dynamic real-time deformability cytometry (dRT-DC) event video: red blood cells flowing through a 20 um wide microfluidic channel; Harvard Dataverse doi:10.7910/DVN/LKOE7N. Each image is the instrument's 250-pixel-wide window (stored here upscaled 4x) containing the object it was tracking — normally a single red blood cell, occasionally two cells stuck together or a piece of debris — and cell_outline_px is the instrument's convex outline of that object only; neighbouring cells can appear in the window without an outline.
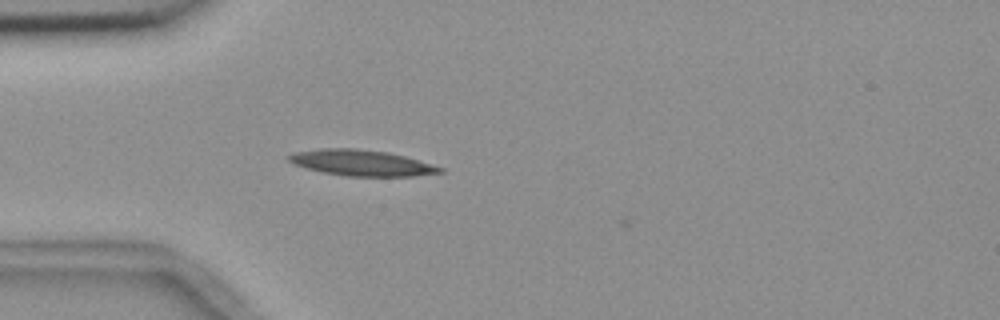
{"species": "common noctule bat (a hibernating species)", "species_latin": "Nyctalus noctula", "temperature_condition": "room temperature", "stored_images_in_passage": 4, "camera_frame_rate_fps": 3000, "um_per_image_px": 0.085, "animal": {"sex": "female", "body_mass_g": 18.4}, "frame": {"image": 1, "passage_image": 3, "time_ms": 0.667, "image_size_px": [1000, 320], "cell_outline_px": [[444, 172], [412, 176], [348, 176], [324, 172], [308, 168], [296, 164], [288, 160], [288, 156], [296, 152], [320, 148], [356, 148], [388, 152], [404, 156], [444, 168]], "centroid_in_image_um": [30.76, 13.83], "position_along_channel_um": 54.2, "area_um2": 22.48}}